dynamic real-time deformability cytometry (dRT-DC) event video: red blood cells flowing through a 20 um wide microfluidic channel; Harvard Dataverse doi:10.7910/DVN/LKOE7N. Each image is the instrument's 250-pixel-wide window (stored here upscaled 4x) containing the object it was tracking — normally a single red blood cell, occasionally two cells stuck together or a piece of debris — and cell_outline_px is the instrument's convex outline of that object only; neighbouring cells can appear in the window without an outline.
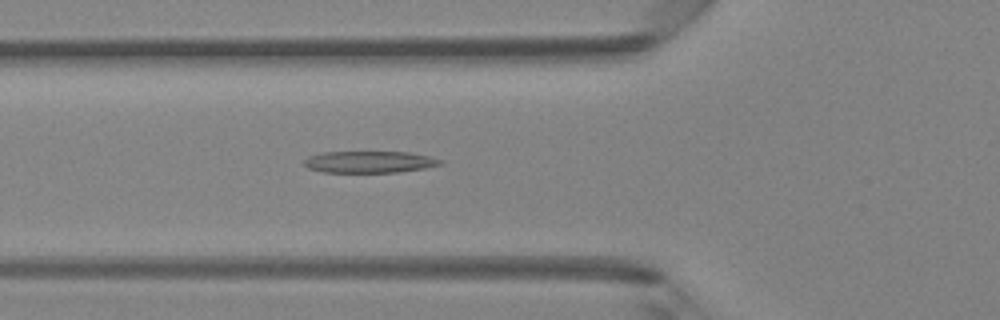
{"species": "Egyptian fruit bat (a non-hibernating species)", "species_latin": "Rousettus aegyptiacus", "temperature_condition": "room temperature", "stored_images_in_passage": 49, "camera_frame_rate_fps": 3000, "um_per_image_px": 0.085, "animal": {"sex": "female"}, "frame": {"image": 1, "passage_image": 18, "time_ms": 5.667, "image_size_px": [1000, 320], "cell_outline_px": [[444, 164], [424, 168], [400, 172], [324, 172], [308, 168], [304, 164], [304, 160], [308, 156], [324, 152], [408, 152], [432, 156], [444, 160]], "centroid_in_image_um": [31.46, 13.76], "position_along_channel_um": 94.3, "area_um2": 17.34}}
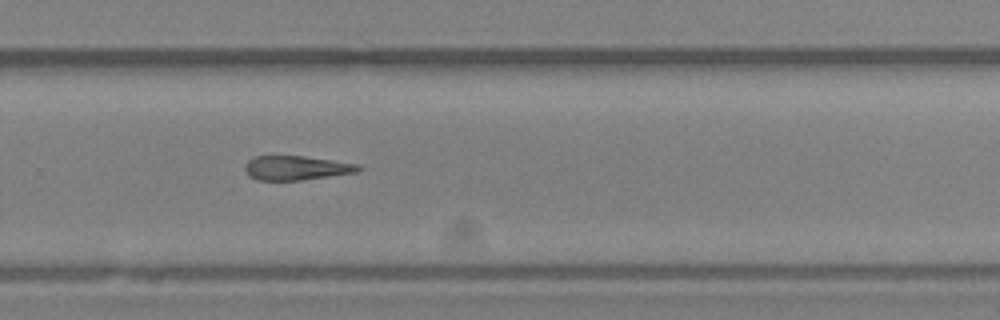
{"frame": {"image": 2, "passage_image": 33, "time_ms": 10.667, "image_size_px": [1000, 320], "cell_outline_px": [[364, 168], [356, 172], [300, 180], [256, 180], [248, 176], [244, 168], [244, 164], [248, 160], [256, 156], [304, 156], [360, 164]], "centroid_in_image_um": [25.16, 14.27], "position_along_channel_um": 304.6, "area_um2": 16.07}}
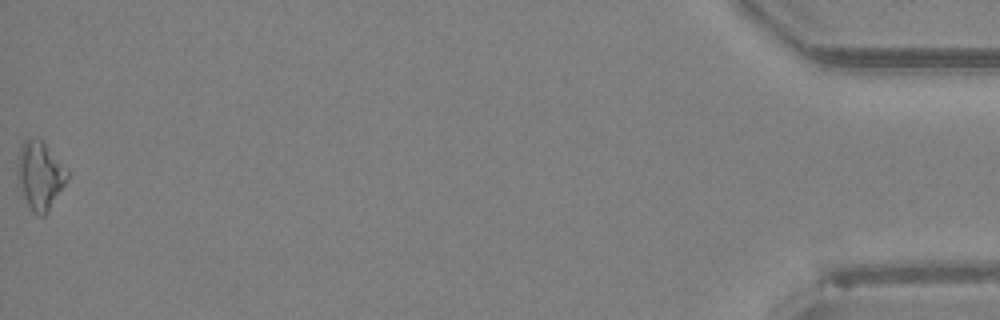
{"frame": {"image": 3, "passage_image": 49, "time_ms": 16.0, "image_size_px": [1000, 320], "cell_outline_px": [[68, 176], [64, 184], [48, 212], [44, 216], [36, 216], [28, 208], [16, 176], [16, 168], [20, 148], [24, 140], [36, 136], [44, 144], [68, 172]], "centroid_in_image_um": [3.34, 14.95], "position_along_channel_um": 431.9, "area_um2": 19.48}, "authors_computed_cell_mechanics": {"area_um2": 17.629, "velocity_mm_per_s": 4.2265, "shape_relaxation_time_tau1_ms": null, "shape_relaxation_time_tau2_ms": 8.2893, "deformation_change_tau1": null, "deformation_change_tau2": 0.2384}}